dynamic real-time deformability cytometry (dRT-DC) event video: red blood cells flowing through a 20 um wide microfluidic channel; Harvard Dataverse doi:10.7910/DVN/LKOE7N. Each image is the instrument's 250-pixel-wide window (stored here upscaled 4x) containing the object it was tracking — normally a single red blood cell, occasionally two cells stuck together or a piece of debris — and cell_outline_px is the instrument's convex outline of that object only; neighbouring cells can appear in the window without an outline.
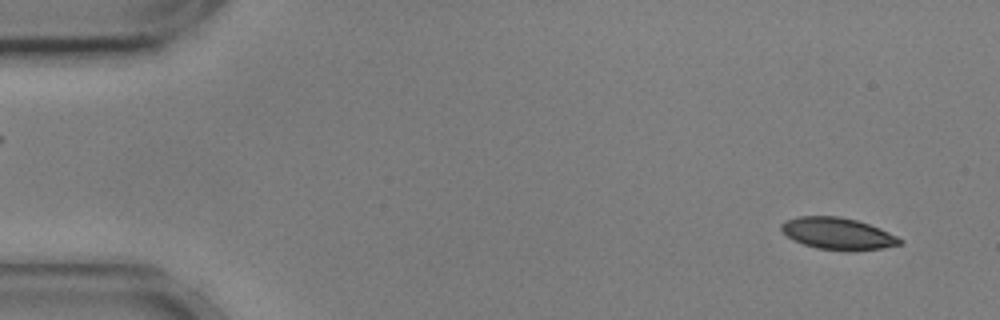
{"species": "common noctule bat (a hibernating species)", "species_latin": "Nyctalus noctula", "temperature_condition": "cold", "stored_images_in_passage": 12, "camera_frame_rate_fps": 3000, "um_per_image_px": 0.085, "animal": {"sex": "male", "body_mass_g": 17.9, "forearm_length_mm": 54.2}, "frame": {"image": 1, "passage_image": 3, "time_ms": 0.667, "image_size_px": [1000, 320], "cell_outline_px": [[904, 240], [900, 244], [884, 248], [852, 252], [844, 252], [816, 248], [792, 240], [780, 228], [780, 224], [784, 220], [796, 216], [840, 216], [856, 220], [880, 228]], "centroid_in_image_um": [71.2, 19.87], "position_along_channel_um": 13.8, "area_um2": 22.37}}